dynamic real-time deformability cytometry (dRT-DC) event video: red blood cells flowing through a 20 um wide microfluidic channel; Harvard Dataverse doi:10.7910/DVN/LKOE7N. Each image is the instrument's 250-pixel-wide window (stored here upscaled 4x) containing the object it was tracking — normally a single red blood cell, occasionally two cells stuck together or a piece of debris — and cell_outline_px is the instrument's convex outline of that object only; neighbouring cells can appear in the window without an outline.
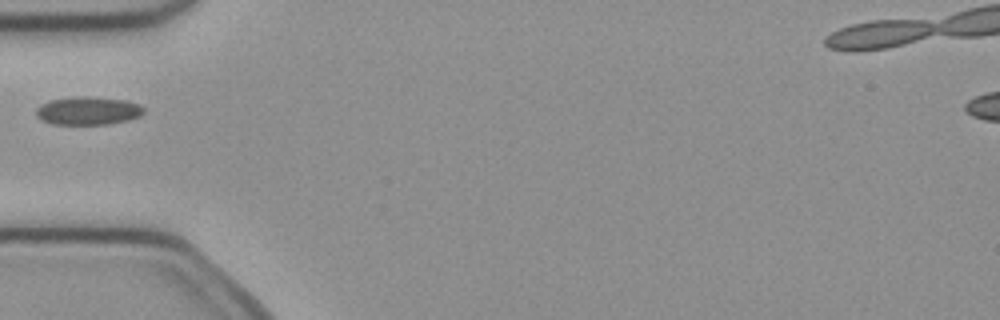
{"species": "common noctule bat (a hibernating species)", "species_latin": "Nyctalus noctula", "temperature_condition": "cold", "stored_images_in_passage": 2, "camera_frame_rate_fps": 3000, "um_per_image_px": 0.085, "animal": {"sex": "female", "body_mass_g": 21.9}, "frame": {"image": 1, "passage_image": 1, "time_ms": 0.0, "image_size_px": [1000, 320], "cell_outline_px": [[144, 112], [140, 116], [128, 120], [108, 124], [52, 124], [40, 120], [36, 116], [36, 108], [40, 104], [48, 100], [76, 96], [88, 96], [124, 100], [140, 104], [144, 108]], "centroid_in_image_um": [7.45, 9.41], "position_along_channel_um": 77.6, "area_um2": 17.86}}